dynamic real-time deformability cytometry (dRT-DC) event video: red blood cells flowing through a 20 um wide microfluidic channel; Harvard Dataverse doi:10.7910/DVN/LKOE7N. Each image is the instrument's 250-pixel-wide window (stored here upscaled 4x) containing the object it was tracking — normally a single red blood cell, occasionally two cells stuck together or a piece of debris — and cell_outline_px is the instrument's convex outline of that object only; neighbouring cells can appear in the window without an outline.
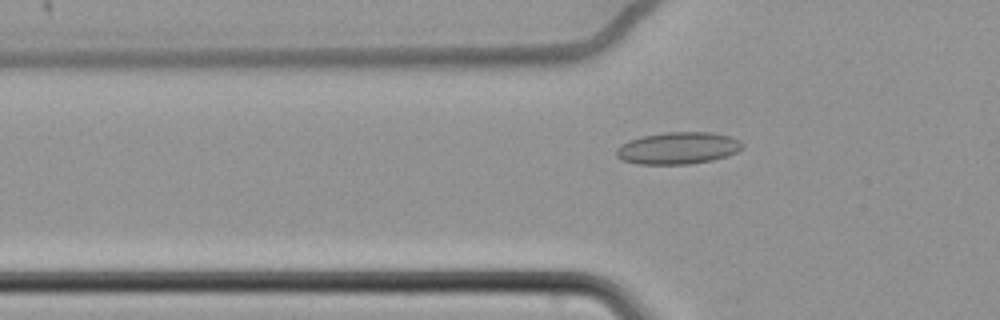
{"species": "common noctule bat (a hibernating species)", "species_latin": "Nyctalus noctula", "temperature_condition": "cold", "stored_images_in_passage": 58, "camera_frame_rate_fps": 3000, "um_per_image_px": 0.085, "animal": {"sex": "female", "body_mass_g": 22.7, "forearm_length_mm": 54.2}, "frame": {"image": 1, "passage_image": 18, "time_ms": 5.667, "image_size_px": [1000, 320], "cell_outline_px": [[744, 148], [728, 156], [712, 160], [688, 164], [640, 164], [620, 160], [616, 156], [616, 148], [620, 144], [644, 136], [664, 132], [712, 132], [732, 136], [740, 140], [744, 144]], "centroid_in_image_um": [57.67, 12.59], "position_along_channel_um": 68.1, "area_um2": 23.7}}
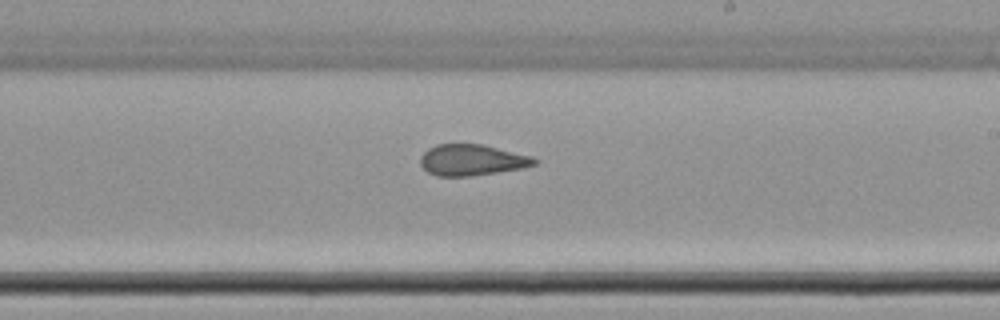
{"frame": {"image": 2, "passage_image": 34, "time_ms": 11.0, "image_size_px": [1000, 320], "cell_outline_px": [[540, 160], [536, 164], [520, 168], [472, 176], [436, 176], [428, 172], [420, 164], [420, 156], [428, 148], [436, 144], [484, 144], [532, 156]], "centroid_in_image_um": [40.11, 13.59], "position_along_channel_um": 248.9, "area_um2": 20.75}}
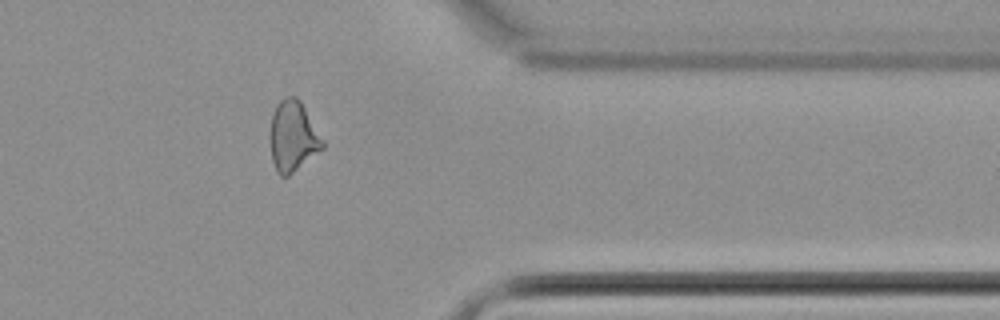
{"frame": {"image": 3, "passage_image": 47, "time_ms": 15.333, "image_size_px": [1000, 320], "cell_outline_px": [[324, 148], [288, 176], [280, 176], [276, 172], [272, 160], [268, 140], [268, 132], [272, 116], [276, 104], [280, 100], [288, 96], [296, 96], [300, 100], [324, 140]], "centroid_in_image_um": [24.86, 11.59], "position_along_channel_um": 386.5, "area_um2": 21.91}, "authors_computed_cell_mechanics": {"area_um2": 21.964, "velocity_mm_per_s": 3.4242, "shape_relaxation_time_tau1_ms": null, "shape_relaxation_time_tau2_ms": 1.9677, "deformation_change_tau1": null, "deformation_change_tau2": 0.0978}}